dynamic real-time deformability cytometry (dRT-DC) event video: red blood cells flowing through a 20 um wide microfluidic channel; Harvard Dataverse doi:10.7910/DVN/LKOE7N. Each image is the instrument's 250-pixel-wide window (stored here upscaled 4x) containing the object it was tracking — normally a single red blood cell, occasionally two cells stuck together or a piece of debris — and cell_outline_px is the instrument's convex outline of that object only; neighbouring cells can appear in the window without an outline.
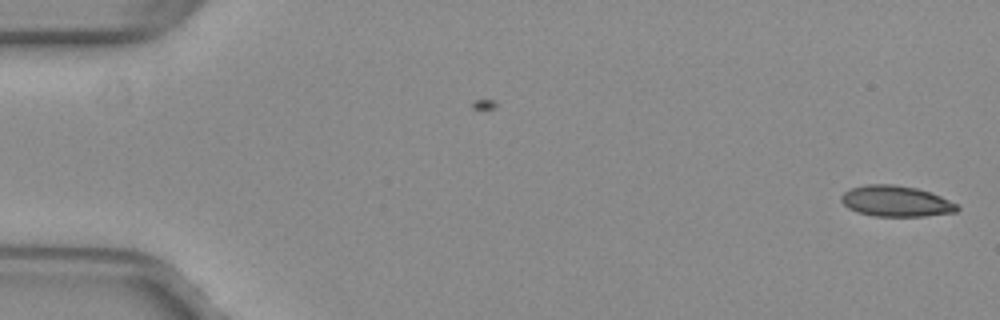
{"species": "common noctule bat (a hibernating species)", "species_latin": "Nyctalus noctula", "temperature_condition": "warm", "stored_images_in_passage": 52, "camera_frame_rate_fps": 3000, "um_per_image_px": 0.085, "animal": {"sex": "female", "body_mass_g": 29.2, "forearm_length_mm": 56.3}, "frame": {"image": 1, "passage_image": 1, "time_ms": 0.0, "image_size_px": [1000, 320], "cell_outline_px": [[960, 208], [956, 212], [924, 216], [876, 216], [856, 212], [848, 208], [840, 200], [840, 196], [844, 192], [852, 188], [868, 184], [892, 184], [916, 188], [940, 196], [956, 204]], "centroid_in_image_um": [76.13, 17.1], "position_along_channel_um": 8.9, "area_um2": 20.69}}
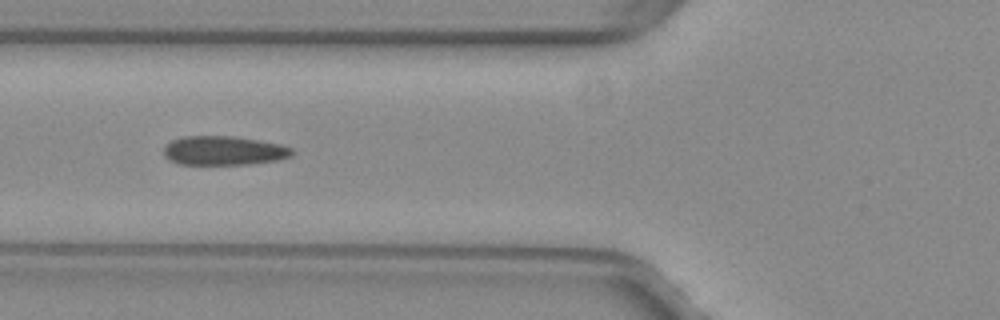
{"frame": {"image": 2, "passage_image": 20, "time_ms": 6.333, "image_size_px": [1000, 320], "cell_outline_px": [[296, 152], [292, 156], [280, 160], [248, 164], [176, 164], [168, 160], [164, 156], [164, 148], [172, 140], [184, 136], [232, 136], [280, 144], [292, 148]], "centroid_in_image_um": [19.04, 12.81], "position_along_channel_um": 106.8, "area_um2": 21.85}}
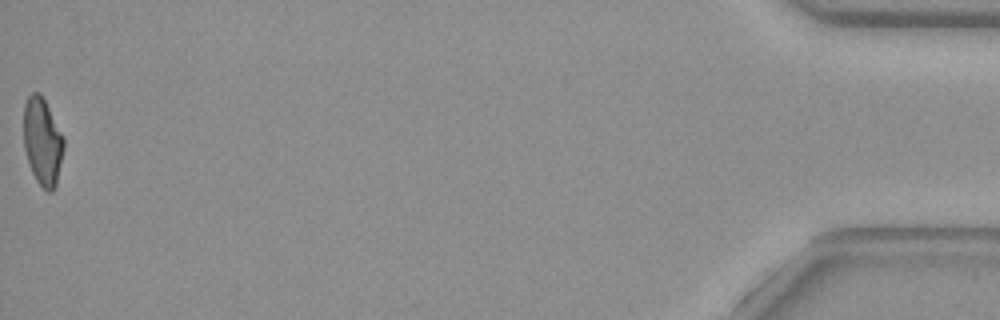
{"frame": {"image": 3, "passage_image": 52, "time_ms": 17.0, "image_size_px": [1000, 320], "cell_outline_px": [[64, 148], [56, 188], [52, 192], [48, 192], [36, 180], [32, 172], [24, 148], [24, 104], [28, 96], [32, 92], [40, 92], [64, 136]], "centroid_in_image_um": [3.63, 12.04], "position_along_channel_um": 431.6, "area_um2": 20.52}, "authors_computed_cell_mechanics": {"area_um2": 21.6461, "velocity_mm_per_s": 4.0051, "shape_relaxation_time_tau1_ms": null, "shape_relaxation_time_tau2_ms": 1.1866, "deformation_change_tau1": null, "deformation_change_tau2": 0.0688}}